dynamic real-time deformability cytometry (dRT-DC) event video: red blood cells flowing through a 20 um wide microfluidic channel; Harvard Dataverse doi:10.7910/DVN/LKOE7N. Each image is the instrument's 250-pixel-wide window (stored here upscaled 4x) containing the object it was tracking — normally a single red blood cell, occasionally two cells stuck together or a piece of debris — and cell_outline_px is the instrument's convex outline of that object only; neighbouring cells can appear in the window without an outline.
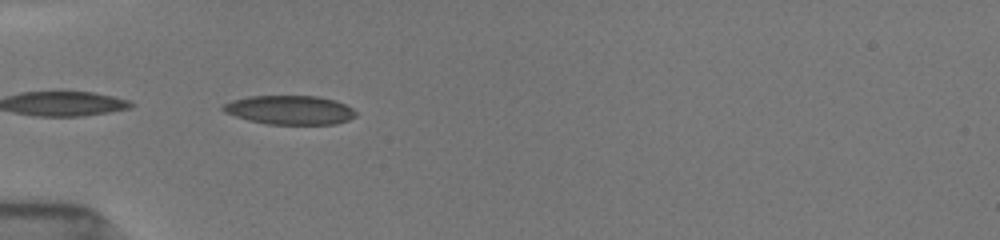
{"species": "common noctule bat (a hibernating species)", "species_latin": "Nyctalus noctula", "temperature_condition": "room temperature", "stored_images_in_passage": 19, "camera_frame_rate_fps": 3000, "um_per_image_px": 0.085, "animal": {"sex": "female", "body_mass_g": 19.5, "forearm_length_mm": 54.1}, "frame": {"image": 1, "passage_image": 1, "time_ms": 0.0, "image_size_px": [1000, 240], "cell_outline_px": [[356, 116], [348, 120], [336, 124], [268, 124], [248, 120], [224, 112], [220, 108], [224, 104], [232, 100], [248, 96], [320, 96], [336, 100], [352, 108], [356, 112]], "centroid_in_image_um": [24.64, 9.34], "position_along_channel_um": 60.4, "area_um2": 22.48}}